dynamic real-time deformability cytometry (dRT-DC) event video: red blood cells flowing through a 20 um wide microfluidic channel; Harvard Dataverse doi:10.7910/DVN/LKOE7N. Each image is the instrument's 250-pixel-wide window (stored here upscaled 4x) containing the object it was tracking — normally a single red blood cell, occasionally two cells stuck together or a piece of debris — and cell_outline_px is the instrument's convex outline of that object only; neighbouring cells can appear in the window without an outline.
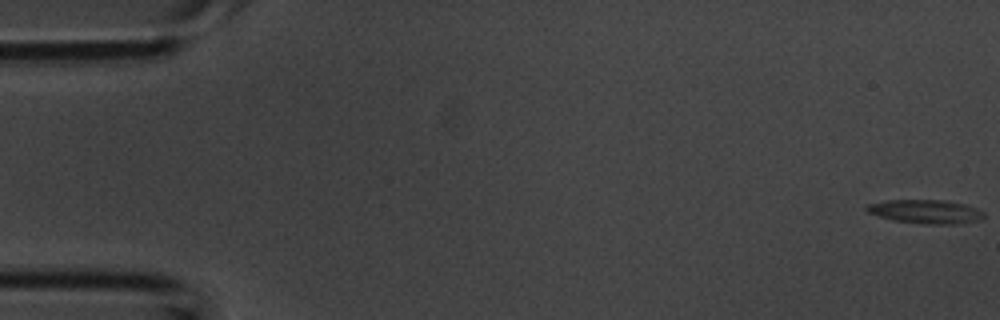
{"species": "common noctule bat (a hibernating species)", "species_latin": "Nyctalus noctula", "temperature_condition": "room temperature", "stored_images_in_passage": 10, "camera_frame_rate_fps": 3000, "um_per_image_px": 0.085, "animal": {"sex": "male", "body_mass_g": 20.1, "forearm_length_mm": 53.5}, "frame": {"image": 1, "passage_image": 1, "time_ms": 0.0, "image_size_px": [1000, 320], "cell_outline_px": [[984, 216], [976, 220], [956, 224], [928, 224], [892, 220], [868, 212], [864, 208], [868, 204], [884, 200], [944, 200], [964, 204], [976, 208], [984, 212]], "centroid_in_image_um": [78.65, 17.97], "position_along_channel_um": 6.4, "area_um2": 16.07}}